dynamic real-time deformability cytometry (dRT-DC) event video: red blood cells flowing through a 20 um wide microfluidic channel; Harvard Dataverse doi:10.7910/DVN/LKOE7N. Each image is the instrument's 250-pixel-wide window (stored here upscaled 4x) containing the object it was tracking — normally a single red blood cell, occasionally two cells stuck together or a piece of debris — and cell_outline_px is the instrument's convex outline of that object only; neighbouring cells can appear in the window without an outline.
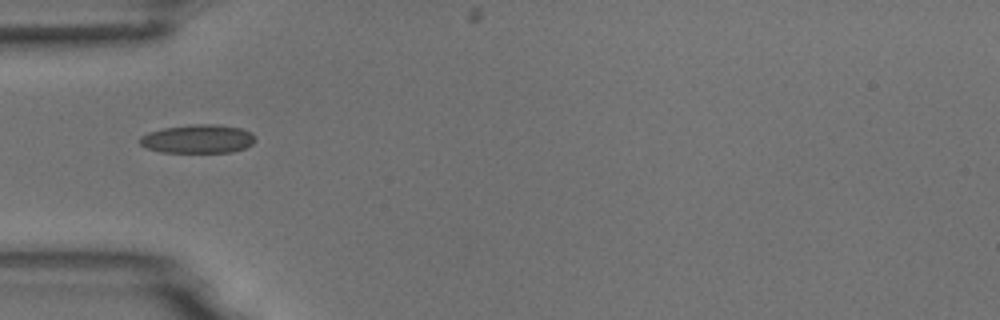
{"species": "common noctule bat (a hibernating species)", "species_latin": "Nyctalus noctula", "temperature_condition": "room temperature", "stored_images_in_passage": 32, "camera_frame_rate_fps": 3000, "um_per_image_px": 0.085, "animal": {"sex": "male", "body_mass_g": 18.8}, "frame": {"image": 1, "passage_image": 1, "time_ms": 0.0, "image_size_px": [1000, 320], "cell_outline_px": [[256, 140], [252, 144], [244, 148], [232, 152], [160, 152], [148, 148], [140, 144], [140, 136], [148, 132], [164, 128], [192, 124], [216, 124], [240, 128], [252, 132], [256, 136]], "centroid_in_image_um": [16.85, 11.8], "position_along_channel_um": 68.2, "area_um2": 19.31}}
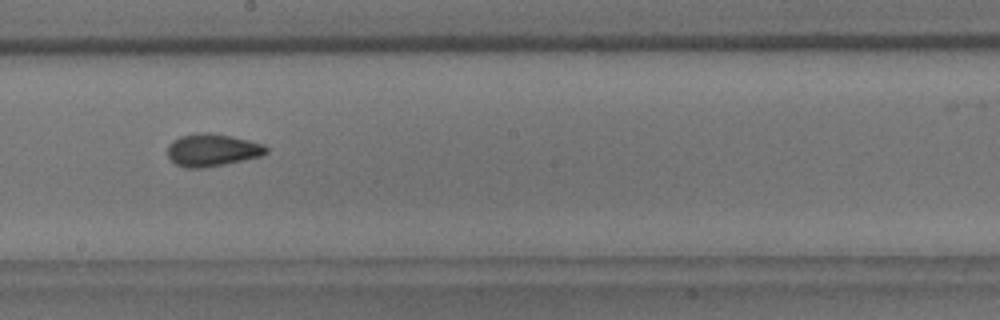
{"frame": {"image": 2, "passage_image": 14, "time_ms": 4.333, "image_size_px": [1000, 320], "cell_outline_px": [[268, 152], [260, 156], [224, 164], [204, 168], [184, 168], [176, 164], [168, 156], [168, 144], [172, 140], [180, 136], [200, 132], [208, 132], [232, 136], [264, 144], [268, 148]], "centroid_in_image_um": [18.02, 12.74], "position_along_channel_um": 230.2, "area_um2": 18.73}, "authors_computed_cell_mechanics": {"area_um2": 18.0336, "velocity_mm_per_s": 3.7191, "shape_relaxation_time_tau1_ms": 8.2806, "shape_relaxation_time_tau2_ms": 1.7974, "deformation_change_tau1": 0.1558, "deformation_change_tau2": 0.0752}}